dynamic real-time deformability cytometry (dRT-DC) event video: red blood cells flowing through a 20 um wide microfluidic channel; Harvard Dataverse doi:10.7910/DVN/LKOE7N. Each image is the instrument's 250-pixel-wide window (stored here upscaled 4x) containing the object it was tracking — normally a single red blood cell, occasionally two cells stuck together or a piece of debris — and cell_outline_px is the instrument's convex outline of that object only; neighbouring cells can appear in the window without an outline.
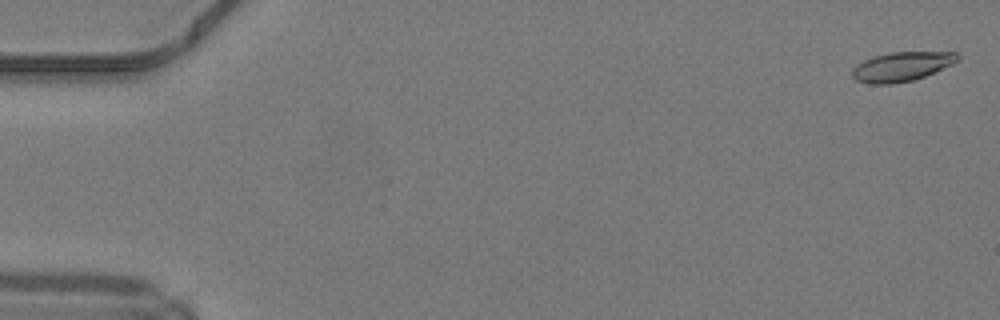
{"species": "common noctule bat (a hibernating species)", "species_latin": "Nyctalus noctula", "temperature_condition": "warm", "stored_images_in_passage": 50, "camera_frame_rate_fps": 3000, "um_per_image_px": 0.085, "animal": {"sex": "male", "body_mass_g": 19.2, "forearm_length_mm": 51.8}, "frame": {"image": 1, "passage_image": 2, "time_ms": 0.333, "image_size_px": [1000, 320], "cell_outline_px": [[960, 60], [952, 64], [924, 76], [912, 80], [892, 84], [868, 84], [856, 80], [852, 76], [852, 68], [856, 64], [864, 60], [876, 56], [892, 52], [956, 52], [960, 56]], "centroid_in_image_um": [76.63, 5.66], "position_along_channel_um": 8.4, "area_um2": 17.92}}
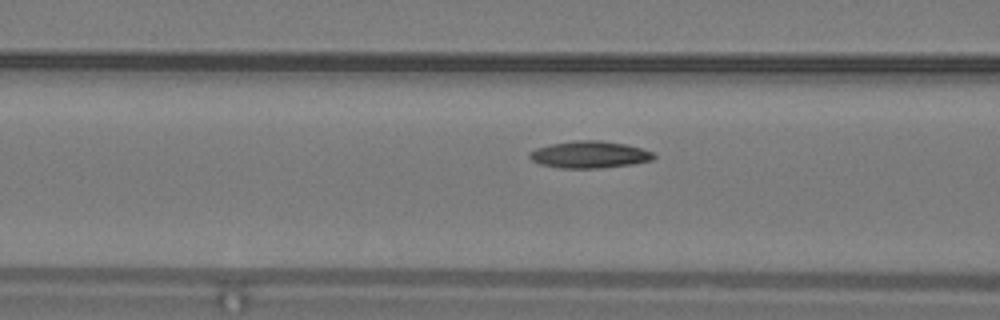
{"frame": {"image": 2, "passage_image": 21, "time_ms": 6.667, "image_size_px": [1000, 320], "cell_outline_px": [[656, 156], [652, 160], [632, 164], [600, 168], [560, 168], [540, 164], [532, 160], [528, 156], [528, 152], [536, 148], [552, 144], [576, 140], [600, 140], [624, 144], [644, 148], [652, 152]], "centroid_in_image_um": [50.11, 13.14], "position_along_channel_um": 116.5, "area_um2": 19.54}}
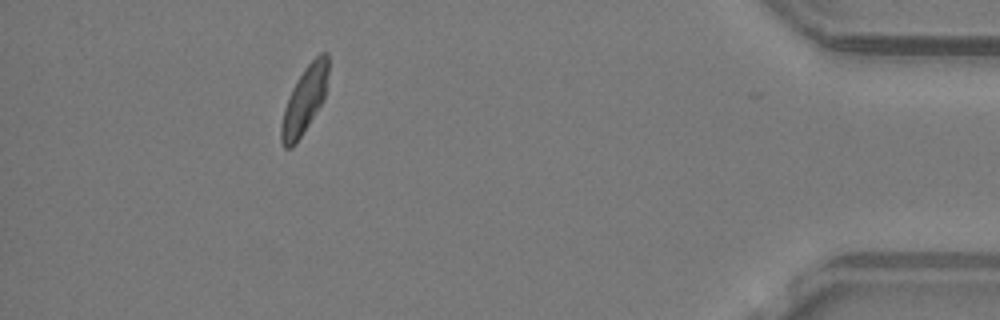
{"frame": {"image": 3, "passage_image": 46, "time_ms": 15.0, "image_size_px": [1000, 320], "cell_outline_px": [[328, 72], [324, 100], [296, 144], [292, 148], [284, 148], [280, 140], [280, 128], [284, 108], [292, 88], [304, 68], [320, 52], [328, 52]], "centroid_in_image_um": [25.87, 8.52], "position_along_channel_um": 409.3, "area_um2": 18.32}, "authors_computed_cell_mechanics": {"area_um2": 18.496, "velocity_mm_per_s": 4.1998, "shape_relaxation_time_tau1_ms": 6.3222, "shape_relaxation_time_tau2_ms": 7.3342, "deformation_change_tau1": 0.1871, "deformation_change_tau2": 0.1281}}